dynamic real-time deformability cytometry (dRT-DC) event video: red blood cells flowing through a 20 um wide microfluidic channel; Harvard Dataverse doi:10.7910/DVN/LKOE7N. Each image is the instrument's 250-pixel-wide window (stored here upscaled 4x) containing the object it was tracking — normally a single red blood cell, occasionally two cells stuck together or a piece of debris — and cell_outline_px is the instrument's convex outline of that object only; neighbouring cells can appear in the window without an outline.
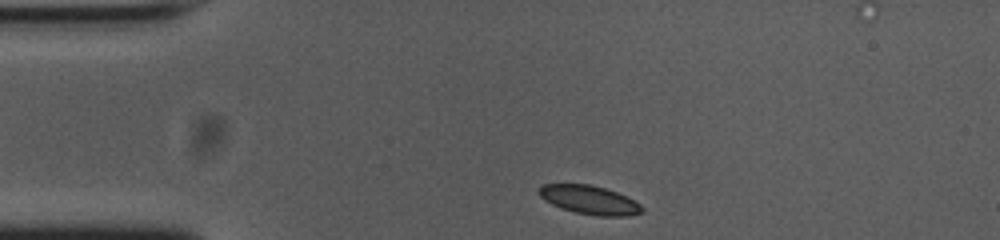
{"species": "common noctule bat (a hibernating species)", "species_latin": "Nyctalus noctula", "temperature_condition": "cold", "stored_images_in_passage": 36, "camera_frame_rate_fps": 3000, "um_per_image_px": 0.085, "animal": {"sex": "female", "body_mass_g": 23.0, "forearm_length_mm": 53.4}, "frame": {"image": 1, "passage_image": 1, "time_ms": 0.0, "image_size_px": [1000, 240], "cell_outline_px": [[644, 212], [628, 216], [600, 216], [576, 212], [560, 208], [544, 200], [540, 196], [536, 188], [544, 184], [588, 184], [604, 188], [616, 192], [640, 204], [644, 208]], "centroid_in_image_um": [50.08, 16.99], "position_along_channel_um": 34.9, "area_um2": 17.17}}
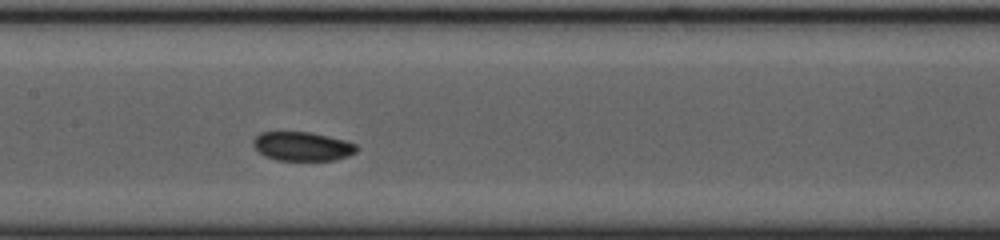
{"frame": {"image": 2, "passage_image": 16, "time_ms": 5.0, "image_size_px": [1000, 240], "cell_outline_px": [[356, 152], [348, 156], [332, 160], [276, 160], [264, 156], [252, 144], [252, 140], [260, 132], [308, 132], [344, 140], [356, 144]], "centroid_in_image_um": [25.66, 12.44], "position_along_channel_um": 181.7, "area_um2": 17.28}}
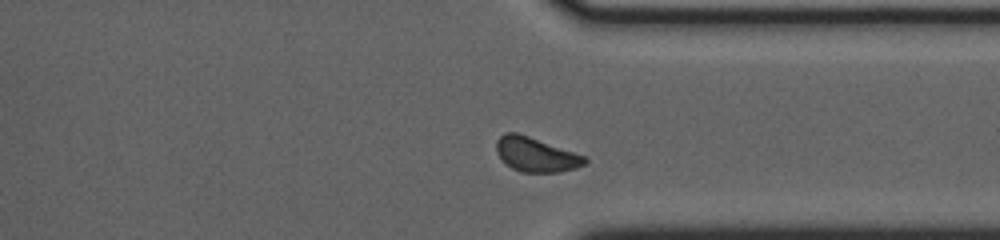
{"frame": {"image": 3, "passage_image": 31, "time_ms": 10.0, "image_size_px": [1000, 240], "cell_outline_px": [[588, 160], [584, 164], [576, 168], [560, 172], [520, 172], [512, 168], [496, 152], [496, 140], [504, 132], [516, 132], [588, 156]], "centroid_in_image_um": [45.58, 13.13], "position_along_channel_um": 365.8, "area_um2": 17.74}, "authors_computed_cell_mechanics": {"area_um2": 17.6868, "velocity_mm_per_s": 3.6884, "shape_relaxation_time_tau1_ms": null, "shape_relaxation_time_tau2_ms": 6.5516, "deformation_change_tau1": null, "deformation_change_tau2": 0.0802}}